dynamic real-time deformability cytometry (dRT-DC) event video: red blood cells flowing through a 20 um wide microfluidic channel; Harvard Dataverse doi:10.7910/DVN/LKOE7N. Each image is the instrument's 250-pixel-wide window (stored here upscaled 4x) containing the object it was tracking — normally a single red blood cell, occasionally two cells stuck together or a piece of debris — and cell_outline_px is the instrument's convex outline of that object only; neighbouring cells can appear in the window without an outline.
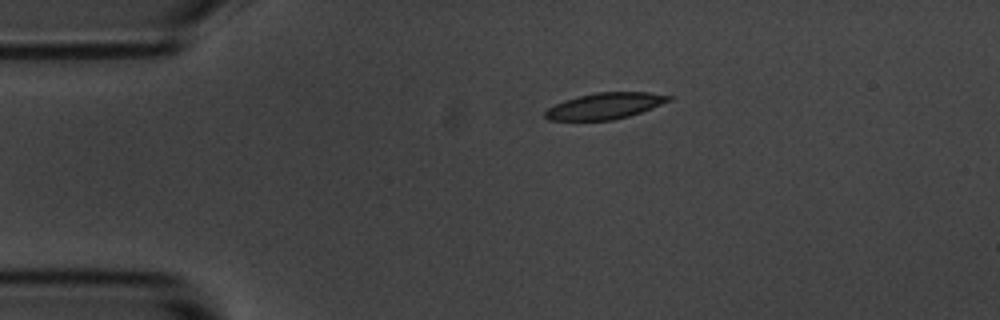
{"species": "common noctule bat (a hibernating species)", "species_latin": "Nyctalus noctula", "temperature_condition": "room temperature", "stored_images_in_passage": 2, "camera_frame_rate_fps": 3000, "um_per_image_px": 0.085, "animal": {"sex": "male", "body_mass_g": 20.1, "forearm_length_mm": 53.5}, "frame": {"image": 1, "passage_image": 1, "time_ms": 0.0, "image_size_px": [1000, 320], "cell_outline_px": [[672, 100], [640, 112], [628, 116], [612, 120], [548, 120], [544, 116], [544, 112], [548, 108], [564, 100], [596, 92], [648, 92], [672, 96]], "centroid_in_image_um": [51.41, 9.0], "position_along_channel_um": 33.6, "area_um2": 18.67}}